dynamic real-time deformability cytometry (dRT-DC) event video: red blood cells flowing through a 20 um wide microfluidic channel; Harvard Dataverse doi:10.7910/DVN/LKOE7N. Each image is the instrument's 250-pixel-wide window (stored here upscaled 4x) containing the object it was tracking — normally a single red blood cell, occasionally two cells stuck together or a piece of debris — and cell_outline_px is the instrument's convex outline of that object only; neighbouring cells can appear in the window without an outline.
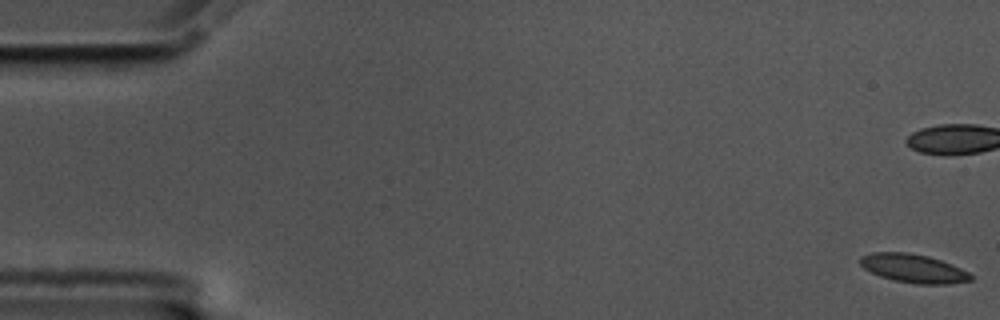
{"species": "common noctule bat (a hibernating species)", "species_latin": "Nyctalus noctula", "temperature_condition": "cold", "stored_images_in_passage": 58, "camera_frame_rate_fps": 3000, "um_per_image_px": 0.085, "animal": {"sex": "male", "body_mass_g": 17.5, "forearm_length_mm": 52.3}, "frame": {"image": 1, "passage_image": 1, "time_ms": 0.0, "image_size_px": [1000, 320], "cell_outline_px": [[972, 280], [948, 284], [916, 284], [896, 280], [880, 276], [864, 268], [860, 264], [860, 256], [872, 252], [908, 252], [928, 256], [952, 264], [968, 272], [972, 276]], "centroid_in_image_um": [77.64, 22.8], "position_along_channel_um": 7.4, "area_um2": 18.32}, "authors_computed_cell_mechanics": {"area_um2": 18.6983, "velocity_mm_per_s": 3.4967, "shape_relaxation_time_tau1_ms": 5.6211, "shape_relaxation_time_tau2_ms": 1.2517, "deformation_change_tau1": 0.1336, "deformation_change_tau2": 0.0674}}